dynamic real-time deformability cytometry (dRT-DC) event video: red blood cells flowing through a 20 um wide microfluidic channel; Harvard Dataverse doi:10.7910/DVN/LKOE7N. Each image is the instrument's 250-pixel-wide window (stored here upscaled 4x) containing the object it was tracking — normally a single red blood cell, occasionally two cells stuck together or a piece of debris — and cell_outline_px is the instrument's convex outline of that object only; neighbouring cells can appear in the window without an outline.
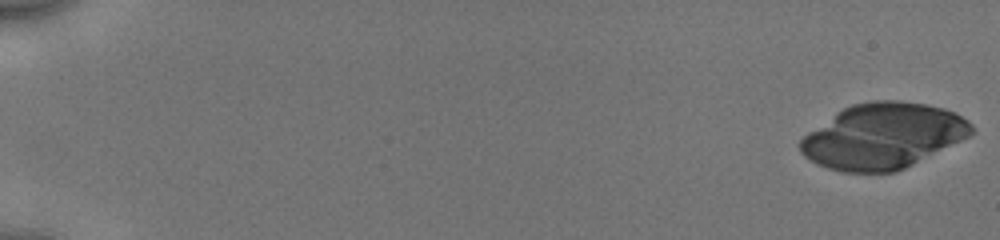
{"species": "human", "species_latin": "Homo sapiens", "temperature_condition": "cold", "stored_images_in_passage": 26, "camera_frame_rate_fps": 3000, "um_per_image_px": 0.085, "donor": {"sex": "male"}, "frame": {"image": 1, "passage_image": 1, "time_ms": 0.0, "image_size_px": [1000, 240], "cell_outline_px": [[976, 132], [896, 172], [840, 172], [816, 164], [804, 156], [800, 152], [800, 140], [808, 132], [836, 112], [852, 104], [872, 100], [900, 100], [924, 104], [944, 108], [956, 112], [968, 120], [972, 124]], "centroid_in_image_um": [75.04, 11.55], "position_along_channel_um": 10.0, "area_um2": 65.08}}